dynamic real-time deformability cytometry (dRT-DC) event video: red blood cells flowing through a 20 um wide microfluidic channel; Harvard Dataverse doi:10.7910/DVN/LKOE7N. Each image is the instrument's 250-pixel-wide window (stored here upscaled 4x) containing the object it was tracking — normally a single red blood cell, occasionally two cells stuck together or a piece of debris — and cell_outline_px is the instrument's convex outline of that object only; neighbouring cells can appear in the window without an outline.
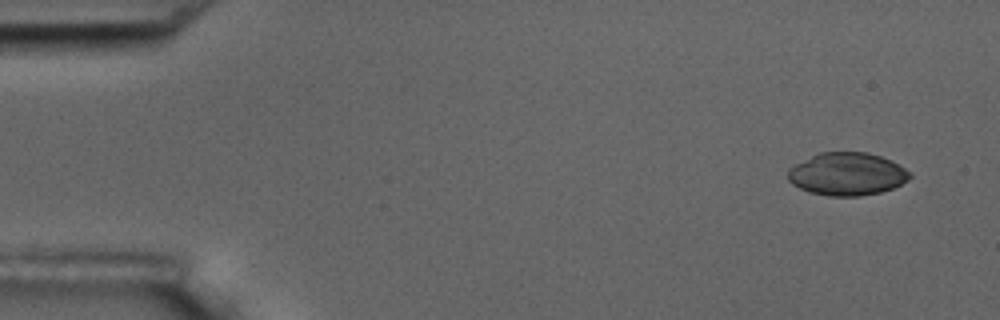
{"species": "common noctule bat (a hibernating species)", "species_latin": "Nyctalus noctula", "temperature_condition": "room temperature", "stored_images_in_passage": 4, "camera_frame_rate_fps": 3000, "um_per_image_px": 0.085, "animal": {"sex": "male", "body_mass_g": 17.5, "forearm_length_mm": 52.3}, "frame": {"image": 1, "passage_image": 1, "time_ms": 0.0, "image_size_px": [1000, 320], "cell_outline_px": [[912, 176], [908, 180], [892, 188], [880, 192], [860, 196], [828, 196], [808, 192], [792, 184], [788, 180], [788, 168], [820, 152], [868, 152], [892, 160], [904, 168]], "centroid_in_image_um": [71.99, 14.79], "position_along_channel_um": 13.0, "area_um2": 30.35}}
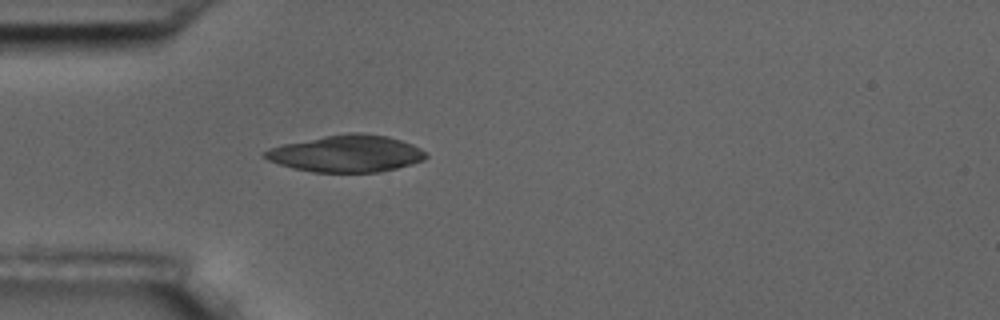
{"frame": {"image": 2, "passage_image": 4, "time_ms": 4.333, "image_size_px": [1000, 320], "cell_outline_px": [[428, 156], [424, 160], [412, 164], [380, 172], [312, 172], [280, 164], [268, 160], [264, 156], [264, 152], [268, 148], [284, 144], [324, 136], [348, 132], [360, 132], [388, 136], [412, 144], [420, 148]], "centroid_in_image_um": [29.48, 13.05], "position_along_channel_um": 55.5, "area_um2": 34.45}}